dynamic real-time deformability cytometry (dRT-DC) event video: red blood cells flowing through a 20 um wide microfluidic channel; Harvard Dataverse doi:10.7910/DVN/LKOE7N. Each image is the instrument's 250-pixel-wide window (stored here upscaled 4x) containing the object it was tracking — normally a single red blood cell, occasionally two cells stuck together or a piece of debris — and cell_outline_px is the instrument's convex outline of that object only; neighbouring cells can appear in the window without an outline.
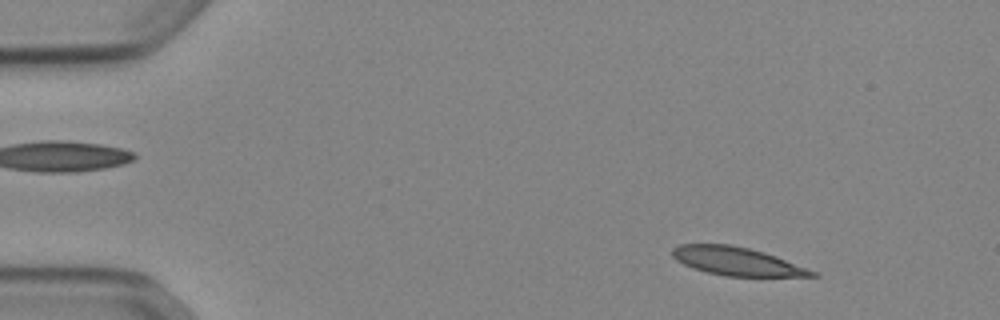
{"species": "Egyptian fruit bat (a non-hibernating species)", "species_latin": "Rousettus aegyptiacus", "temperature_condition": "cold", "stored_images_in_passage": 52, "camera_frame_rate_fps": 3000, "um_per_image_px": 0.085, "animal": {"sex": "female"}, "frame": {"image": 1, "passage_image": 6, "time_ms": 1.667, "image_size_px": [1000, 320], "cell_outline_px": [[820, 276], [724, 276], [692, 268], [676, 260], [672, 256], [672, 248], [680, 244], [728, 244], [748, 248], [764, 252], [776, 256], [816, 272]], "centroid_in_image_um": [62.58, 22.2], "position_along_channel_um": 22.4, "area_um2": 22.77}}
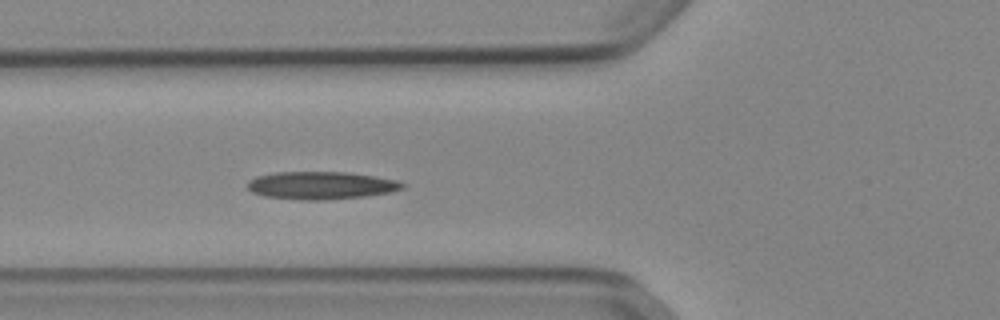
{"frame": {"image": 2, "passage_image": 19, "time_ms": 6.0, "image_size_px": [1000, 320], "cell_outline_px": [[408, 184], [404, 188], [392, 192], [364, 196], [324, 200], [300, 200], [264, 196], [252, 192], [248, 188], [248, 180], [256, 176], [276, 172], [348, 172], [376, 176], [396, 180]], "centroid_in_image_um": [27.31, 15.76], "position_along_channel_um": 98.5, "area_um2": 25.2}}
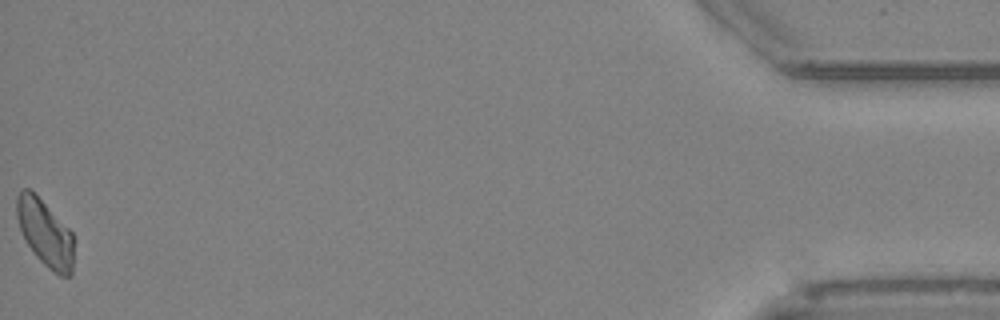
{"frame": {"image": 3, "passage_image": 52, "time_ms": 17.0, "image_size_px": [1000, 320], "cell_outline_px": [[72, 276], [60, 276], [52, 272], [36, 256], [28, 244], [20, 228], [16, 216], [16, 196], [24, 188], [28, 188], [72, 232]], "centroid_in_image_um": [3.82, 19.84], "position_along_channel_um": 431.4, "area_um2": 21.5}, "authors_computed_cell_mechanics": {"area_um2": 23.6402, "velocity_mm_per_s": 3.8658, "shape_relaxation_time_tau1_ms": 10.4099, "shape_relaxation_time_tau2_ms": 9.2946, "deformation_change_tau1": 0.2175, "deformation_change_tau2": 0.1876}}